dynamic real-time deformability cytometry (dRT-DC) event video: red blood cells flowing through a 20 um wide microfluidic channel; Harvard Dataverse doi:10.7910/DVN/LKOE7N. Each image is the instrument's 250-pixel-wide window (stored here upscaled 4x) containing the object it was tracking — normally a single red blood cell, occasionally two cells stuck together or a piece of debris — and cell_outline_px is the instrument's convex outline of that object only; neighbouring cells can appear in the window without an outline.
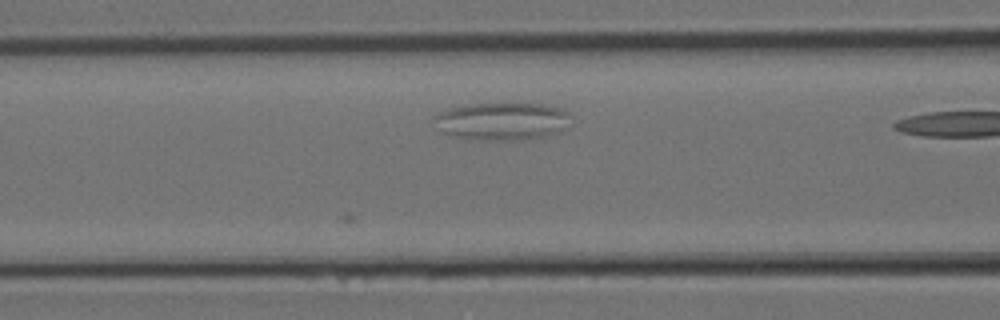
{"species": "Egyptian fruit bat (a non-hibernating species)", "species_latin": "Rousettus aegyptiacus", "temperature_condition": "room temperature", "stored_images_in_passage": 9, "camera_frame_rate_fps": 3000, "um_per_image_px": 0.085, "animal": {"sex": "female"}, "frame": {"image": 1, "passage_image": 5, "time_ms": 1.333, "image_size_px": [1000, 320], "cell_outline_px": [[572, 116], [560, 132], [544, 136], [520, 140], [496, 140], [456, 136], [444, 132], [432, 116], [436, 112], [448, 108], [472, 104], [540, 104], [564, 108]], "centroid_in_image_um": [42.72, 10.28], "position_along_channel_um": 123.9, "area_um2": 29.54}}
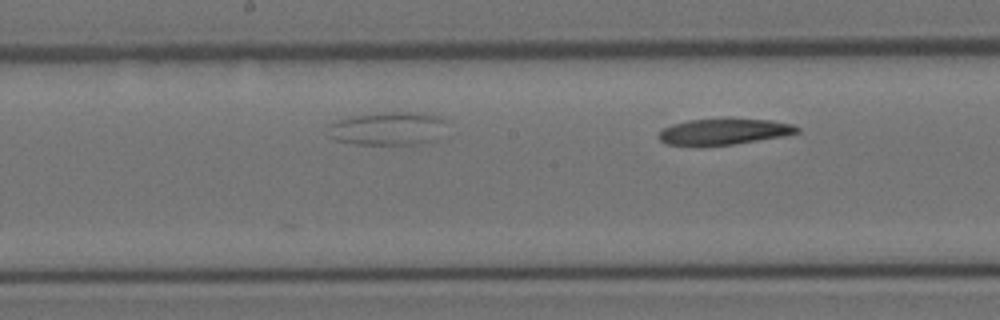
{"frame": {"image": 2, "passage_image": 9, "time_ms": 2.667, "image_size_px": [1000, 320], "cell_outline_px": [[800, 132], [784, 136], [732, 144], [664, 144], [656, 136], [664, 128], [672, 124], [688, 120], [772, 120], [792, 124], [800, 128]], "centroid_in_image_um": [61.56, 11.18], "position_along_channel_um": 186.6, "area_um2": 20.17}}